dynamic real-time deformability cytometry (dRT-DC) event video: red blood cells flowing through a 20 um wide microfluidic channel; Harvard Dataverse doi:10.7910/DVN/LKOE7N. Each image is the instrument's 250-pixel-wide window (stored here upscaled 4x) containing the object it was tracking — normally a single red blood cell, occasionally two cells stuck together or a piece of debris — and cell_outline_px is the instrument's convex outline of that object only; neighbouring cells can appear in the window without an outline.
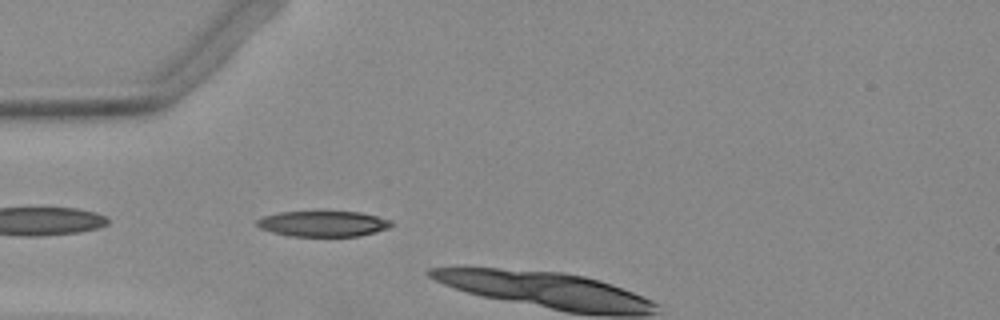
{"species": "Egyptian fruit bat (a non-hibernating species)", "species_latin": "Rousettus aegyptiacus", "temperature_condition": "warm", "stored_images_in_passage": 6, "camera_frame_rate_fps": 3000, "um_per_image_px": 0.085, "animal": {"sex": "female"}, "frame": {"image": 1, "passage_image": 2, "time_ms": 0.333, "image_size_px": [1000, 320], "cell_outline_px": [[392, 224], [388, 228], [376, 232], [360, 236], [288, 236], [272, 232], [260, 228], [256, 224], [256, 220], [264, 216], [280, 212], [360, 212], [392, 220]], "centroid_in_image_um": [27.46, 19.02], "position_along_channel_um": 57.5, "area_um2": 20.0}}
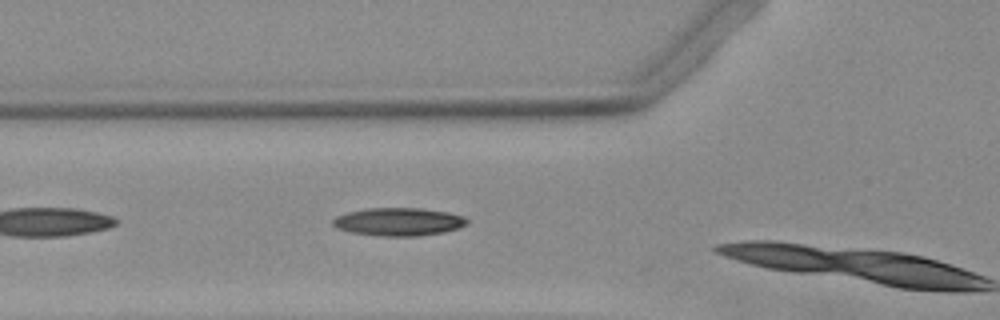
{"frame": {"image": 2, "passage_image": 5, "time_ms": 1.333, "image_size_px": [1000, 320], "cell_outline_px": [[468, 224], [444, 232], [416, 236], [380, 236], [352, 232], [336, 228], [332, 224], [332, 220], [336, 216], [348, 212], [368, 208], [420, 208], [448, 212], [464, 216], [468, 220]], "centroid_in_image_um": [33.88, 18.84], "position_along_channel_um": 91.9, "area_um2": 21.85}}